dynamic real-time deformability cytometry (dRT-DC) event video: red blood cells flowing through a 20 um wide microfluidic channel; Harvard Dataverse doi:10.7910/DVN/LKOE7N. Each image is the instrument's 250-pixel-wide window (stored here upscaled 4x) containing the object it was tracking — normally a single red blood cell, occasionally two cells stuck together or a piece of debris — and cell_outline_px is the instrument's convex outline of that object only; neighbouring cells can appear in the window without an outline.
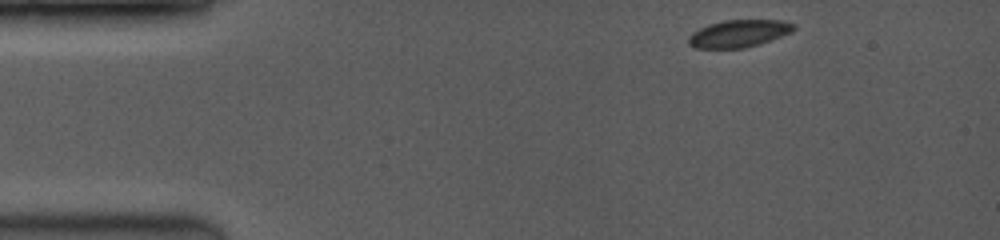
{"species": "common noctule bat (a hibernating species)", "species_latin": "Nyctalus noctula", "temperature_condition": "room temperature", "stored_images_in_passage": 12, "camera_frame_rate_fps": 3500, "um_per_image_px": 0.085, "animal": {"sex": "female", "body_mass_g": 19.0, "forearm_length_mm": 53.3}, "frame": {"image": 1, "passage_image": 1, "time_ms": 0.0, "image_size_px": [1000, 240], "cell_outline_px": [[796, 28], [792, 32], [772, 40], [760, 44], [744, 48], [696, 48], [688, 44], [688, 36], [692, 32], [708, 24], [724, 20], [784, 20], [796, 24]], "centroid_in_image_um": [62.82, 2.84], "position_along_channel_um": 22.2, "area_um2": 16.99}}
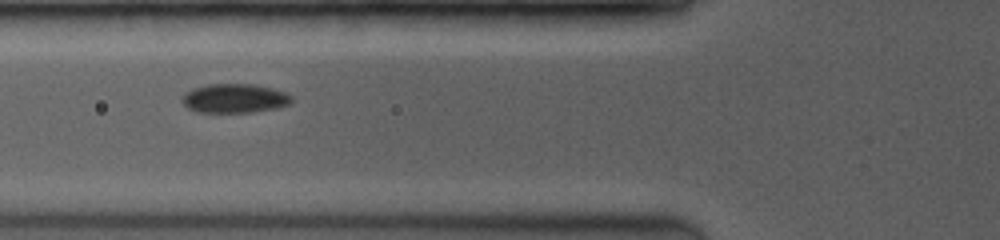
{"frame": {"image": 2, "passage_image": 10, "time_ms": 4.0, "image_size_px": [1000, 240], "cell_outline_px": [[292, 104], [280, 108], [252, 112], [196, 112], [188, 108], [180, 100], [180, 96], [184, 92], [192, 88], [208, 84], [252, 84], [272, 88], [284, 92], [292, 96]], "centroid_in_image_um": [19.92, 8.36], "position_along_channel_um": 105.9, "area_um2": 18.9}}
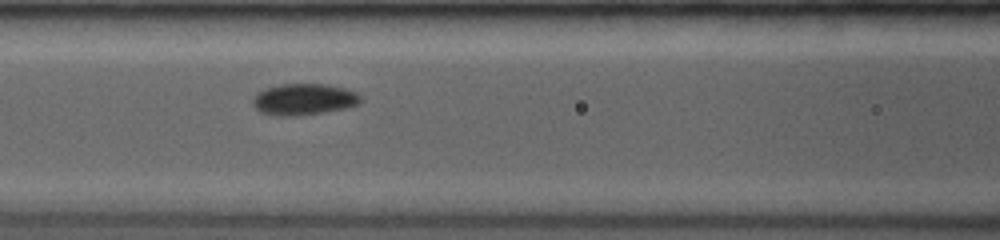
{"frame": {"image": 3, "passage_image": 12, "time_ms": 4.857, "image_size_px": [1000, 240], "cell_outline_px": [[360, 104], [348, 108], [300, 116], [276, 116], [260, 112], [252, 104], [252, 100], [256, 92], [280, 84], [324, 84], [344, 88], [356, 92], [360, 96]], "centroid_in_image_um": [25.82, 8.46], "position_along_channel_um": 140.8, "area_um2": 19.88}}